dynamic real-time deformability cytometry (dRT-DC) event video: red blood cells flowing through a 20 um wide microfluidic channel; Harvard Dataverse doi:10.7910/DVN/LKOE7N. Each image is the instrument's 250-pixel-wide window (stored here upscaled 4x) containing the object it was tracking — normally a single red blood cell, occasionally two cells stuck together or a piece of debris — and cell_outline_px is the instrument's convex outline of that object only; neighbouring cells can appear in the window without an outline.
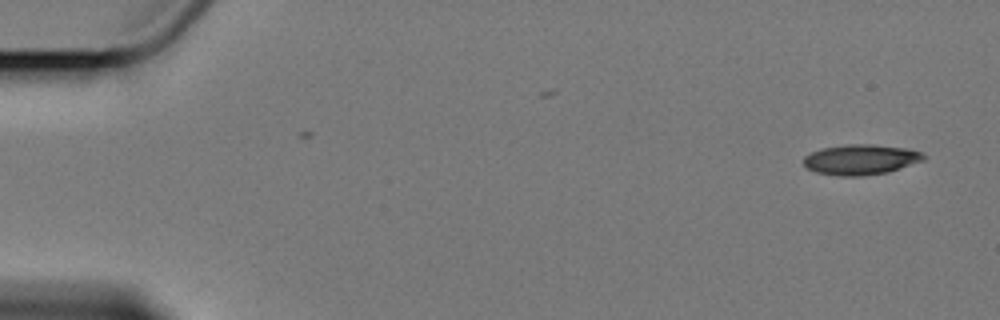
{"species": "Egyptian fruit bat (a non-hibernating species)", "species_latin": "Rousettus aegyptiacus", "temperature_condition": "cold", "stored_images_in_passage": 3, "camera_frame_rate_fps": 3000, "um_per_image_px": 0.085, "animal": {"sex": "female"}, "frame": {"image": 1, "passage_image": 3, "time_ms": 2.667, "image_size_px": [1000, 320], "cell_outline_px": [[924, 160], [888, 172], [860, 176], [840, 176], [816, 172], [808, 168], [804, 164], [804, 156], [820, 148], [848, 144], [872, 144], [904, 148], [920, 152], [924, 156]], "centroid_in_image_um": [73.13, 13.56], "position_along_channel_um": 11.9, "area_um2": 20.98}}